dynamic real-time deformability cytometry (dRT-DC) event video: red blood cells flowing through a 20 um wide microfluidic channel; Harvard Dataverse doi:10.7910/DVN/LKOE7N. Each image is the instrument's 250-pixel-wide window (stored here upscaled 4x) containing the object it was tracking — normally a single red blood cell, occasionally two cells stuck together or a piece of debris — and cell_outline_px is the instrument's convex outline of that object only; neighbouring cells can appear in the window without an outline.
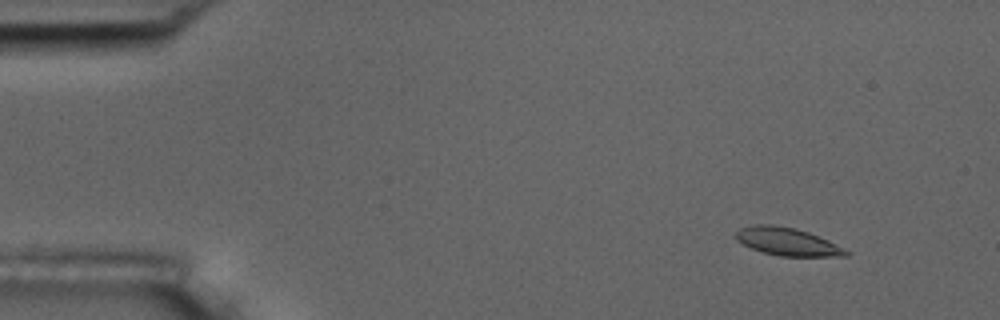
{"species": "common noctule bat (a hibernating species)", "species_latin": "Nyctalus noctula", "temperature_condition": "room temperature", "stored_images_in_passage": 6, "camera_frame_rate_fps": 3000, "um_per_image_px": 0.085, "animal": {"sex": "male", "body_mass_g": 17.5, "forearm_length_mm": 52.3}, "frame": {"image": 1, "passage_image": 2, "time_ms": 0.333, "image_size_px": [1000, 320], "cell_outline_px": [[852, 252], [848, 256], [780, 256], [764, 252], [752, 248], [736, 240], [736, 232], [740, 228], [756, 224], [772, 224], [796, 228], [808, 232], [828, 240]], "centroid_in_image_um": [66.95, 20.53], "position_along_channel_um": 18.0, "area_um2": 17.8}}
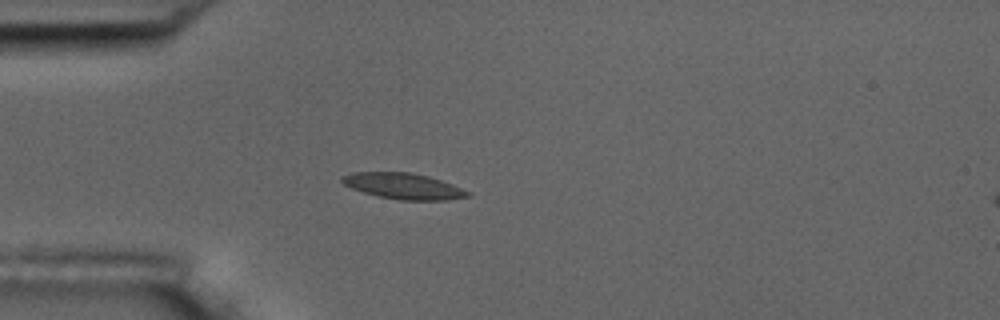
{"frame": {"image": 2, "passage_image": 5, "time_ms": 1.333, "image_size_px": [1000, 320], "cell_outline_px": [[472, 196], [448, 200], [400, 200], [380, 196], [364, 192], [352, 188], [344, 184], [340, 180], [344, 176], [352, 172], [412, 172], [428, 176], [452, 184], [468, 192]], "centroid_in_image_um": [34.3, 15.81], "position_along_channel_um": 50.7, "area_um2": 18.79}}